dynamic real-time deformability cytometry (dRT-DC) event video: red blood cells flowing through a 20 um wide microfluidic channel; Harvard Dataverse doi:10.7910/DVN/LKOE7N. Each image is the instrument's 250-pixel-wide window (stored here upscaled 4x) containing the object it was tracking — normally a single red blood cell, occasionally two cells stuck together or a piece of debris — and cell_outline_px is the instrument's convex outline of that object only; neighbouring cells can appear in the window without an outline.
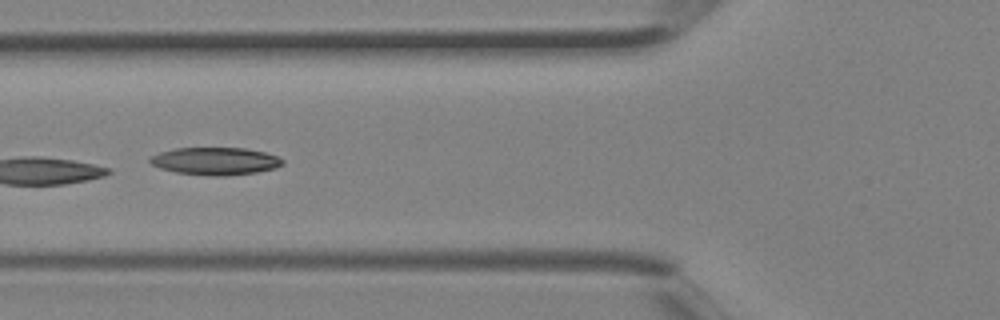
{"species": "Egyptian fruit bat (a non-hibernating species)", "species_latin": "Rousettus aegyptiacus", "temperature_condition": "room temperature", "stored_images_in_passage": 5, "camera_frame_rate_fps": 3000, "um_per_image_px": 0.085, "animal": {"sex": "female"}, "frame": {"image": 1, "passage_image": 5, "time_ms": 1.333, "image_size_px": [1000, 320], "cell_outline_px": [[284, 164], [276, 168], [256, 172], [224, 176], [216, 176], [176, 172], [160, 168], [152, 164], [148, 160], [152, 156], [160, 152], [176, 148], [244, 148], [264, 152], [276, 156], [284, 160]], "centroid_in_image_um": [18.32, 13.69], "position_along_channel_um": 107.5, "area_um2": 21.1}}